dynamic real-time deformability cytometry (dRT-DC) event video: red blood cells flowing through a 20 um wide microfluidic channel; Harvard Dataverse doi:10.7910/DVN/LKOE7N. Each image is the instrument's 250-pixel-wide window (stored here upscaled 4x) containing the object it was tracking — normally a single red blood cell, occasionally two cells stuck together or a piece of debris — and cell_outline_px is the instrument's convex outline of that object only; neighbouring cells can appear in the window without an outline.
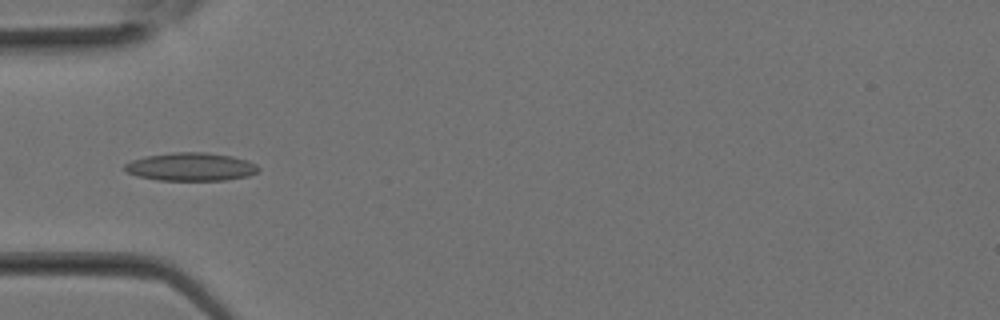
{"species": "Egyptian fruit bat (a non-hibernating species)", "species_latin": "Rousettus aegyptiacus", "temperature_condition": "room temperature", "stored_images_in_passage": 21, "camera_frame_rate_fps": 3000, "um_per_image_px": 0.085, "animal": {"sex": "female"}, "frame": {"image": 1, "passage_image": 1, "time_ms": 0.0, "image_size_px": [1000, 320], "cell_outline_px": [[260, 168], [256, 172], [248, 176], [224, 180], [156, 180], [136, 176], [128, 172], [124, 168], [124, 164], [132, 160], [144, 156], [172, 152], [204, 152], [232, 156], [248, 160], [256, 164]], "centroid_in_image_um": [16.21, 14.17], "position_along_channel_um": 68.8, "area_um2": 22.02}}
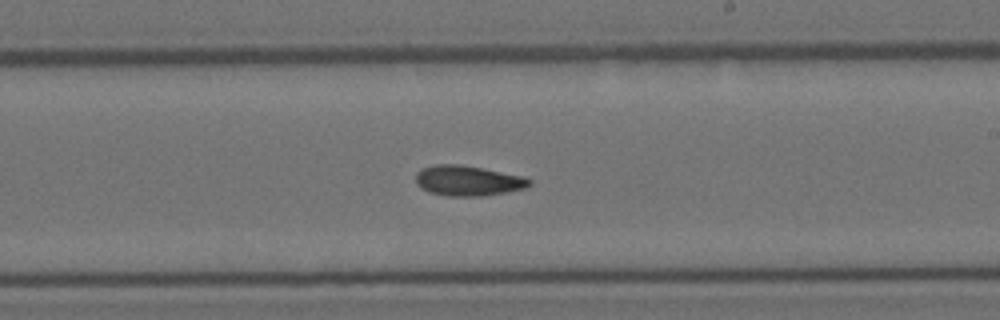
{"frame": {"image": 2, "passage_image": 9, "time_ms": 2.667, "image_size_px": [1000, 320], "cell_outline_px": [[532, 184], [524, 188], [504, 192], [480, 196], [448, 196], [428, 192], [420, 188], [416, 184], [416, 172], [420, 168], [436, 164], [460, 164], [520, 176], [532, 180]], "centroid_in_image_um": [39.69, 15.36], "position_along_channel_um": 249.3, "area_um2": 19.88}}
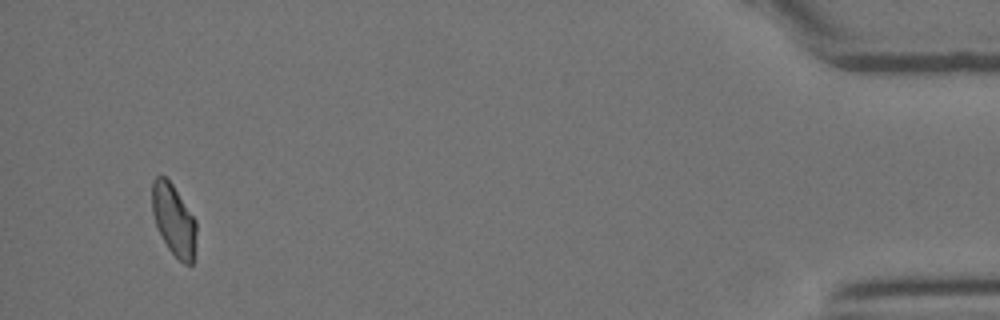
{"frame": {"image": 3, "passage_image": 20, "time_ms": 6.333, "image_size_px": [1000, 320], "cell_outline_px": [[196, 232], [192, 264], [184, 264], [168, 248], [156, 224], [152, 212], [152, 180], [156, 176], [164, 176], [172, 184], [196, 220]], "centroid_in_image_um": [14.76, 18.67], "position_along_channel_um": 420.4, "area_um2": 18.03}}